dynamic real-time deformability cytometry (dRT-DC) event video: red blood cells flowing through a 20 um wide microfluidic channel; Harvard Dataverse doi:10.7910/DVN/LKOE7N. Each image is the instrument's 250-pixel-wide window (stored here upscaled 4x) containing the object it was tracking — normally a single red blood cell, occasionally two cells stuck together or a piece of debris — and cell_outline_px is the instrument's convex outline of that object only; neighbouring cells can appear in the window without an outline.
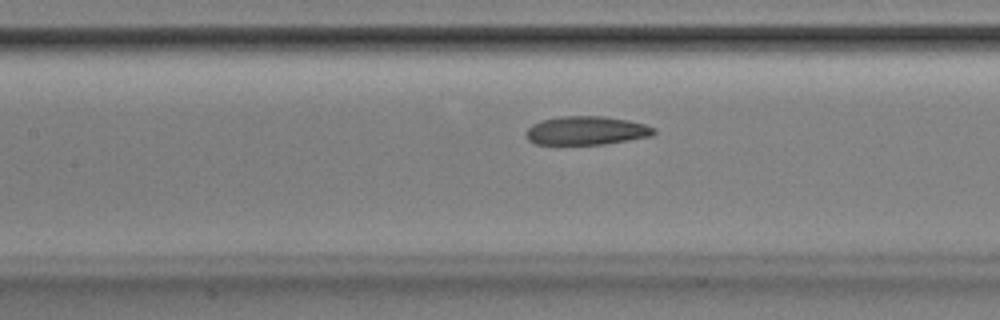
{"species": "Egyptian fruit bat (a non-hibernating species)", "species_latin": "Rousettus aegyptiacus", "temperature_condition": "room temperature", "stored_images_in_passage": 51, "camera_frame_rate_fps": 3000, "um_per_image_px": 0.085, "animal": {"sex": "male"}, "frame": {"image": 1, "passage_image": 22, "time_ms": 7.0, "image_size_px": [1000, 320], "cell_outline_px": [[656, 132], [652, 136], [604, 144], [536, 144], [528, 140], [524, 132], [532, 124], [540, 120], [560, 116], [604, 116], [628, 120], [644, 124], [656, 128]], "centroid_in_image_um": [49.83, 11.09], "position_along_channel_um": 157.6, "area_um2": 21.44}}
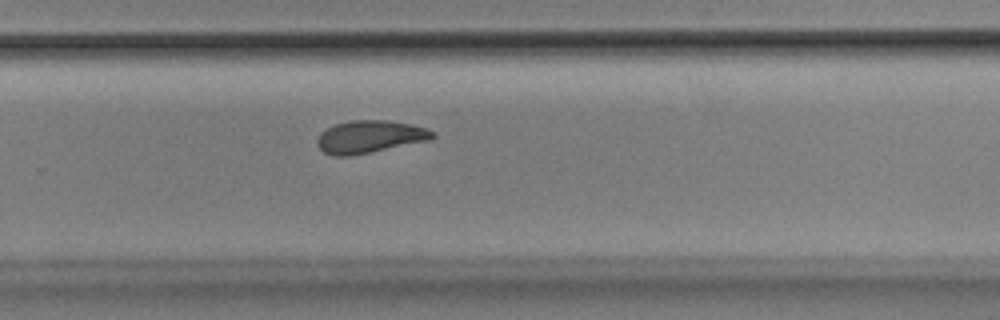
{"frame": {"image": 2, "passage_image": 33, "time_ms": 10.667, "image_size_px": [1000, 320], "cell_outline_px": [[436, 136], [428, 140], [348, 156], [332, 156], [324, 152], [316, 144], [316, 140], [320, 132], [336, 124], [352, 120], [388, 120], [428, 128], [436, 132]], "centroid_in_image_um": [31.41, 11.61], "position_along_channel_um": 298.4, "area_um2": 21.62}}
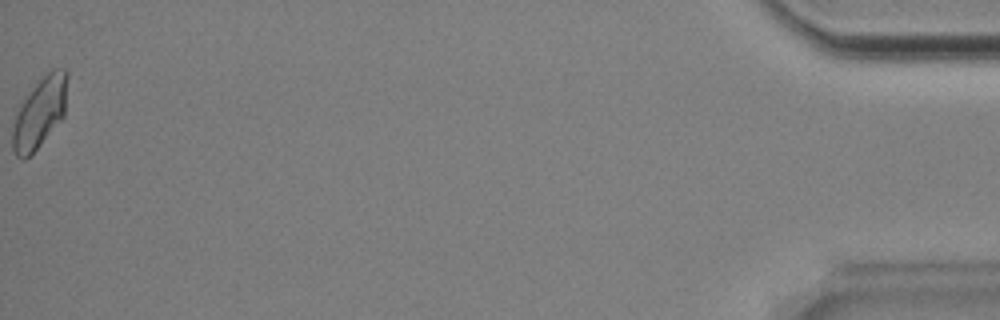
{"frame": {"image": 3, "passage_image": 51, "time_ms": 16.667, "image_size_px": [1000, 320], "cell_outline_px": [[68, 76], [64, 116], [40, 144], [24, 160], [20, 160], [16, 156], [12, 148], [12, 124], [16, 108], [20, 100], [40, 76], [52, 68], [64, 68], [68, 72]], "centroid_in_image_um": [3.34, 9.5], "position_along_channel_um": 431.9, "area_um2": 23.24}, "authors_computed_cell_mechanics": {"area_um2": 21.9062, "velocity_mm_per_s": 3.8605, "shape_relaxation_time_tau1_ms": 7.201, "shape_relaxation_time_tau2_ms": 3.7554, "deformation_change_tau1": 0.1442, "deformation_change_tau2": 0.0933}}